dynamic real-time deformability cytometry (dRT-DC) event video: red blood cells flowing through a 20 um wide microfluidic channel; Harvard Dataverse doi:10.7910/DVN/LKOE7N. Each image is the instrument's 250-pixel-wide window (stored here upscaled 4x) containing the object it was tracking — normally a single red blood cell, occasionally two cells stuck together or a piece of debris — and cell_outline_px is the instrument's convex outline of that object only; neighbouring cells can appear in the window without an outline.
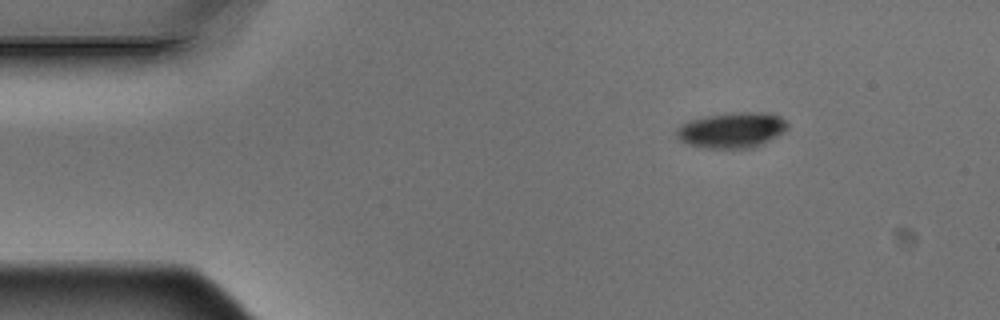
{"species": "Egyptian fruit bat (a non-hibernating species)", "species_latin": "Rousettus aegyptiacus", "temperature_condition": "warm", "stored_images_in_passage": 5, "camera_frame_rate_fps": 3000, "um_per_image_px": 0.085, "animal": {"sex": "male"}, "frame": {"image": 1, "passage_image": 1, "time_ms": 0.0, "image_size_px": [1000, 320], "cell_outline_px": [[788, 128], [784, 132], [752, 148], [708, 148], [688, 144], [680, 140], [676, 136], [676, 128], [680, 124], [688, 120], [704, 116], [736, 112], [768, 112], [780, 116], [788, 124]], "centroid_in_image_um": [62.18, 11.04], "position_along_channel_um": 22.8, "area_um2": 23.06}}
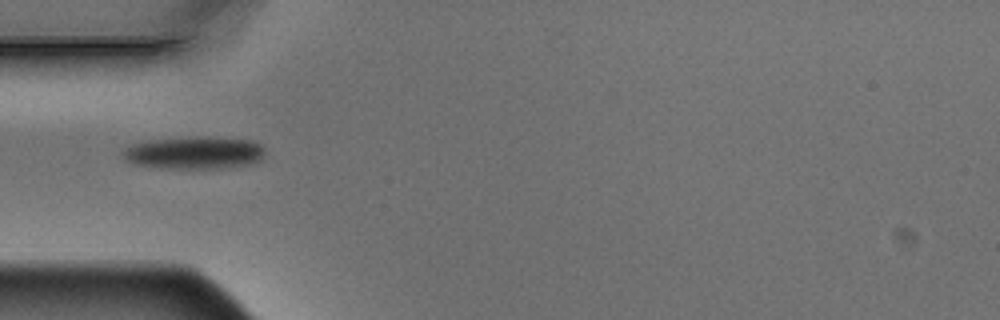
{"frame": {"image": 2, "passage_image": 4, "time_ms": 1.0, "image_size_px": [1000, 320], "cell_outline_px": [[264, 156], [260, 160], [248, 164], [220, 168], [160, 168], [132, 164], [124, 160], [120, 152], [124, 148], [132, 144], [144, 140], [192, 136], [208, 136], [252, 140], [260, 144], [264, 148]], "centroid_in_image_um": [16.44, 12.96], "position_along_channel_um": 68.6, "area_um2": 27.51}}
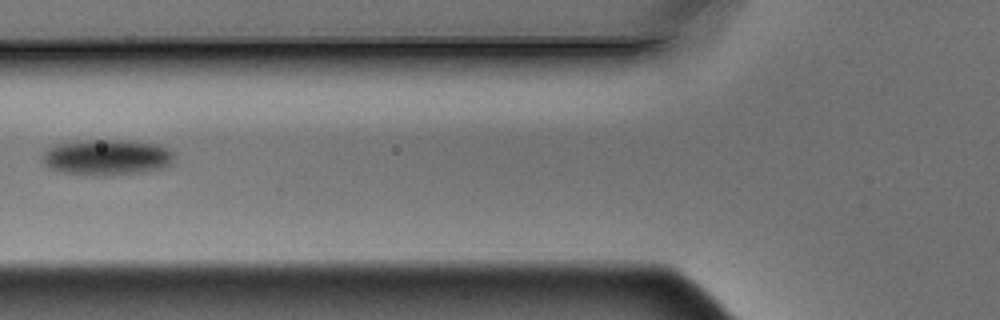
{"frame": {"image": 3, "passage_image": 5, "time_ms": 1.333, "image_size_px": [1000, 320], "cell_outline_px": [[172, 160], [168, 164], [160, 168], [144, 172], [108, 176], [92, 176], [64, 172], [52, 168], [44, 160], [44, 152], [48, 148], [56, 144], [84, 140], [128, 140], [160, 144], [168, 148], [172, 152]], "centroid_in_image_um": [9.12, 13.36], "position_along_channel_um": 116.7, "area_um2": 27.34}}